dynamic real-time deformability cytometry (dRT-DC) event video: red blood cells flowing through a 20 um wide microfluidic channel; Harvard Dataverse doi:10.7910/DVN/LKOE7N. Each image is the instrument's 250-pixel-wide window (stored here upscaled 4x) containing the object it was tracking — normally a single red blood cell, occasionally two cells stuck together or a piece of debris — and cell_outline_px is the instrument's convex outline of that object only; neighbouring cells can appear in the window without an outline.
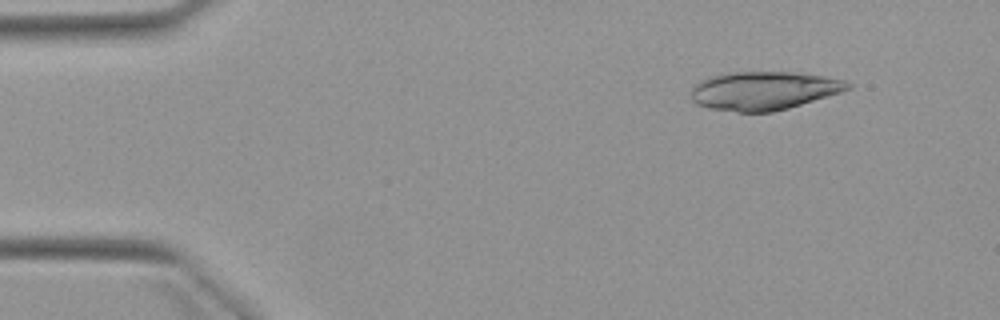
{"species": "Egyptian fruit bat (a non-hibernating species)", "species_latin": "Rousettus aegyptiacus", "temperature_condition": "warm", "stored_images_in_passage": 4, "camera_frame_rate_fps": 3000, "um_per_image_px": 0.085, "animal": {"sex": "female"}, "frame": {"image": 1, "passage_image": 2, "time_ms": 1.667, "image_size_px": [1000, 320], "cell_outline_px": [[852, 88], [828, 96], [788, 108], [772, 112], [736, 112], [708, 108], [696, 104], [692, 100], [692, 88], [700, 80], [712, 76], [732, 72], [792, 72], [824, 76], [844, 80], [852, 84]], "centroid_in_image_um": [64.92, 7.71], "position_along_channel_um": 20.1, "area_um2": 35.03}}
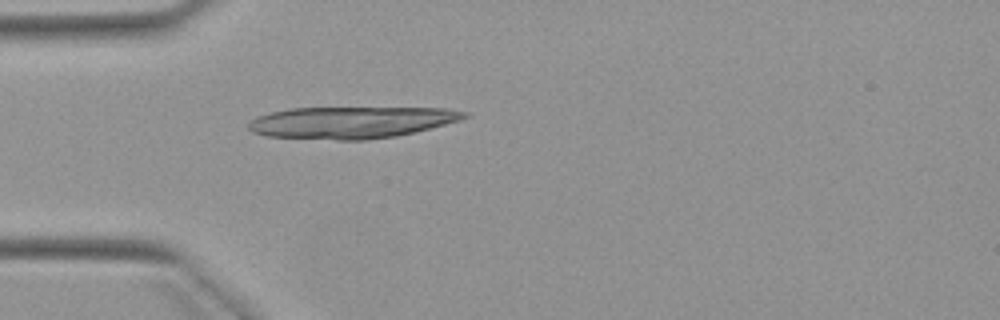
{"frame": {"image": 2, "passage_image": 4, "time_ms": 4.667, "image_size_px": [1000, 320], "cell_outline_px": [[468, 116], [460, 120], [396, 136], [364, 140], [336, 140], [268, 136], [252, 132], [248, 128], [248, 124], [256, 116], [272, 112], [292, 108], [444, 108], [468, 112]], "centroid_in_image_um": [29.82, 10.4], "position_along_channel_um": 55.2, "area_um2": 39.59}}